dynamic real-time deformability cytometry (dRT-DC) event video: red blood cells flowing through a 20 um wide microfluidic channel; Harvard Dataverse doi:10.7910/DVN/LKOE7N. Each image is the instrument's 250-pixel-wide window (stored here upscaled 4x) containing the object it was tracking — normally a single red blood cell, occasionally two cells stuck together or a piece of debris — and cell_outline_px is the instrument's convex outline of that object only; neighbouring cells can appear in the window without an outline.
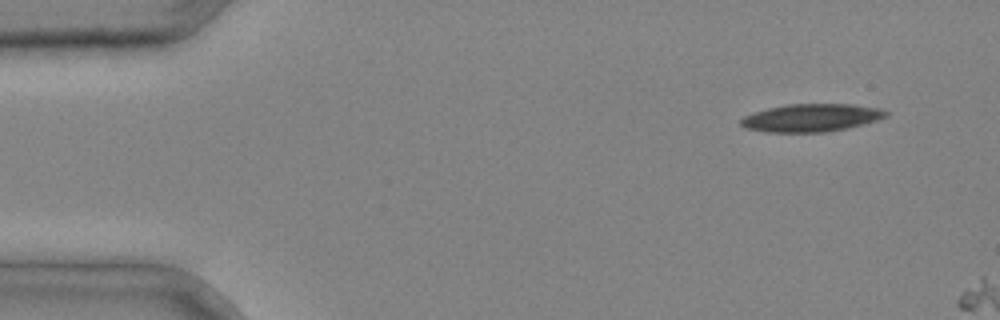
{"species": "common noctule bat (a hibernating species)", "species_latin": "Nyctalus noctula", "temperature_condition": "cold", "stored_images_in_passage": 2, "camera_frame_rate_fps": 3000, "um_per_image_px": 0.085, "animal": {"sex": "male", "body_mass_g": 20.4}, "frame": {"image": 1, "passage_image": 1, "time_ms": 0.0, "image_size_px": [1000, 320], "cell_outline_px": [[888, 116], [864, 124], [824, 132], [764, 132], [744, 128], [740, 124], [740, 120], [744, 116], [752, 112], [768, 108], [788, 104], [852, 104], [880, 108], [888, 112]], "centroid_in_image_um": [68.92, 10.01], "position_along_channel_um": 16.1, "area_um2": 23.52}}